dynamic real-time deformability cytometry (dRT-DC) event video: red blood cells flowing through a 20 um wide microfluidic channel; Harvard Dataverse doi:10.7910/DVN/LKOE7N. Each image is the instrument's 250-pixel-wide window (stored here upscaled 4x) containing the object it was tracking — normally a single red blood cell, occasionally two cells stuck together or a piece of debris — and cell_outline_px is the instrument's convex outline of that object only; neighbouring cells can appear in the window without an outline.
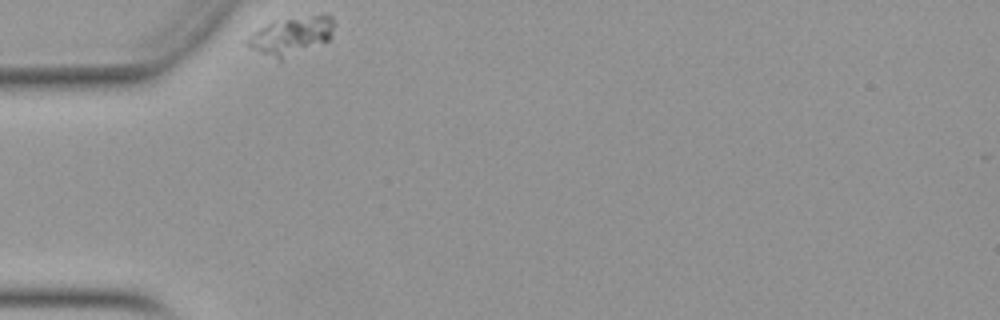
{"species": "Egyptian fruit bat (a non-hibernating species)", "species_latin": "Rousettus aegyptiacus", "temperature_condition": "warm", "stored_images_in_passage": 34, "camera_frame_rate_fps": 3000, "um_per_image_px": 0.085, "animal": {"sex": "female"}, "frame": {"image": 1, "passage_image": 1, "time_ms": 0.0, "image_size_px": [1000, 320], "cell_outline_px": [[332, 36], [328, 40], [284, 60], [280, 60], [248, 48], [244, 44], [244, 40], [252, 32], [264, 24], [272, 20], [312, 16], [332, 16]], "centroid_in_image_um": [24.65, 3.06], "position_along_channel_um": 60.4, "area_um2": 19.25}}
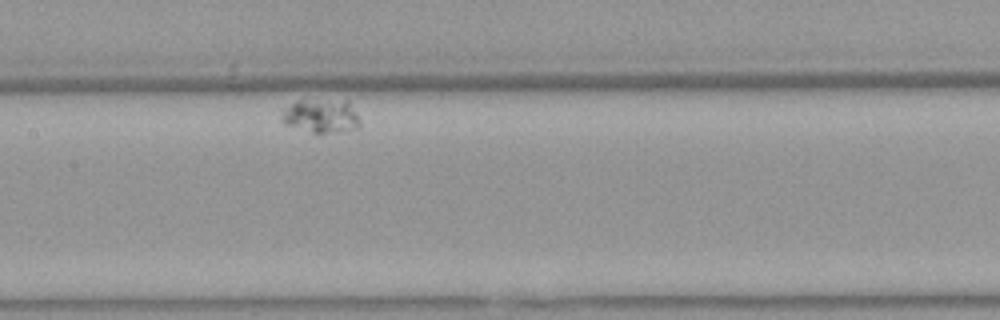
{"frame": {"image": 2, "passage_image": 17, "time_ms": 5.333, "image_size_px": [1000, 320], "cell_outline_px": [[360, 128], [348, 132], [312, 132], [284, 124], [280, 120], [280, 116], [284, 108], [300, 100], [348, 100], [360, 120]], "centroid_in_image_um": [27.32, 9.87], "position_along_channel_um": 180.1, "area_um2": 15.55}}
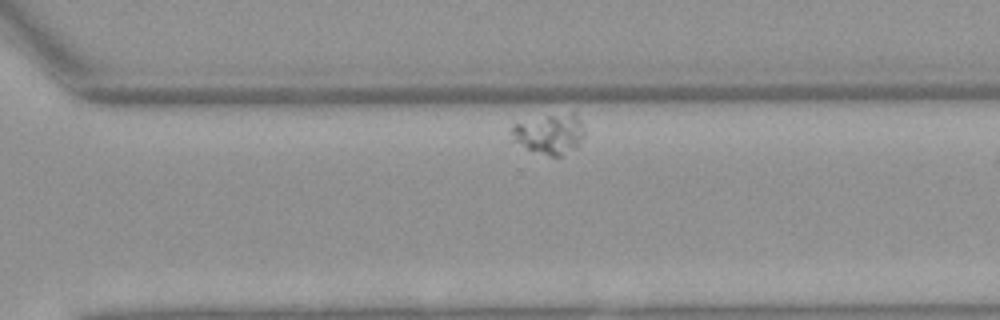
{"frame": {"image": 3, "passage_image": 33, "time_ms": 10.667, "image_size_px": [1000, 320], "cell_outline_px": [[584, 136], [580, 144], [576, 148], [560, 156], [548, 156], [528, 148], [512, 140], [508, 132], [512, 124], [548, 116], [572, 112], [576, 112], [584, 128]], "centroid_in_image_um": [46.73, 11.38], "position_along_channel_um": 323.9, "area_um2": 17.05}}